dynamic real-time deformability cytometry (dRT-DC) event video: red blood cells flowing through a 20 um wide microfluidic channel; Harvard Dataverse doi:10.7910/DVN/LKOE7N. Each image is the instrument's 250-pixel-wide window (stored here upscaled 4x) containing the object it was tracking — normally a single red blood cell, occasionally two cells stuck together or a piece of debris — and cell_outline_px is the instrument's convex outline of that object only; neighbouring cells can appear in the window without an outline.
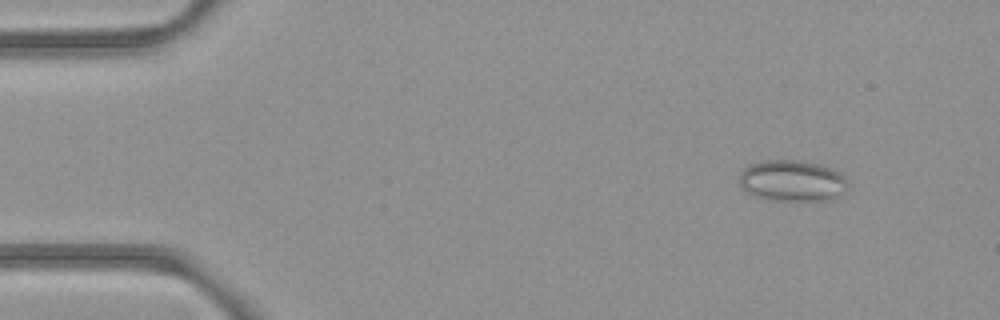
{"species": "common noctule bat (a hibernating species)", "species_latin": "Nyctalus noctula", "temperature_condition": "room temperature", "stored_images_in_passage": 53, "camera_frame_rate_fps": 3000, "um_per_image_px": 0.085, "animal": {"sex": "female", "body_mass_g": 21.9}, "frame": {"image": 1, "passage_image": 6, "time_ms": 1.667, "image_size_px": [1000, 320], "cell_outline_px": [[848, 188], [844, 192], [832, 200], [776, 200], [756, 196], [748, 192], [740, 184], [740, 172], [748, 164], [764, 160], [796, 160], [820, 164], [832, 168], [840, 172], [848, 180]], "centroid_in_image_um": [67.38, 15.35], "position_along_channel_um": 17.6, "area_um2": 26.18}}
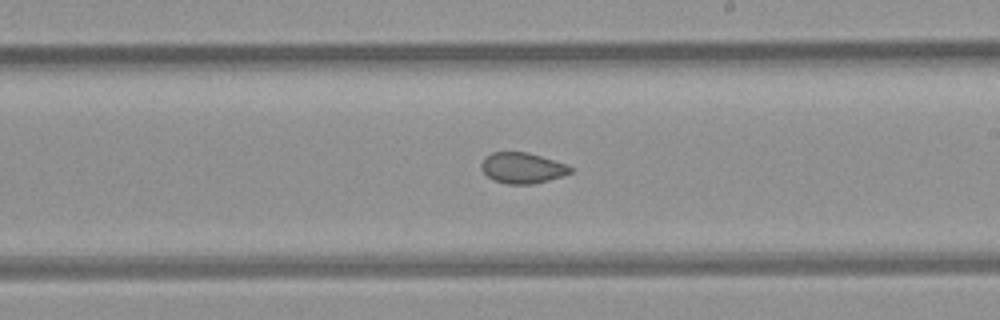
{"frame": {"image": 2, "passage_image": 31, "time_ms": 10.0, "image_size_px": [1000, 320], "cell_outline_px": [[572, 172], [564, 176], [532, 184], [508, 184], [496, 180], [488, 176], [480, 168], [480, 164], [484, 156], [492, 152], [528, 152], [568, 164], [572, 168]], "centroid_in_image_um": [44.41, 14.26], "position_along_channel_um": 244.6, "area_um2": 16.07}}
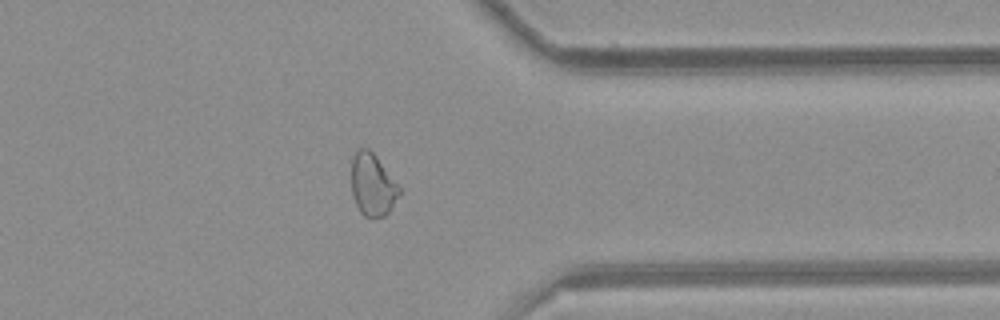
{"frame": {"image": 3, "passage_image": 42, "time_ms": 13.667, "image_size_px": [1000, 320], "cell_outline_px": [[400, 192], [388, 212], [384, 216], [364, 216], [360, 212], [356, 204], [352, 192], [352, 156], [356, 148], [368, 148], [376, 156], [400, 188]], "centroid_in_image_um": [31.63, 15.67], "position_along_channel_um": 379.8, "area_um2": 16.99}, "authors_computed_cell_mechanics": {"area_um2": 18.496, "velocity_mm_per_s": 3.926, "shape_relaxation_time_tau1_ms": null, "shape_relaxation_time_tau2_ms": 2.5162, "deformation_change_tau1": null, "deformation_change_tau2": 0.0649}}